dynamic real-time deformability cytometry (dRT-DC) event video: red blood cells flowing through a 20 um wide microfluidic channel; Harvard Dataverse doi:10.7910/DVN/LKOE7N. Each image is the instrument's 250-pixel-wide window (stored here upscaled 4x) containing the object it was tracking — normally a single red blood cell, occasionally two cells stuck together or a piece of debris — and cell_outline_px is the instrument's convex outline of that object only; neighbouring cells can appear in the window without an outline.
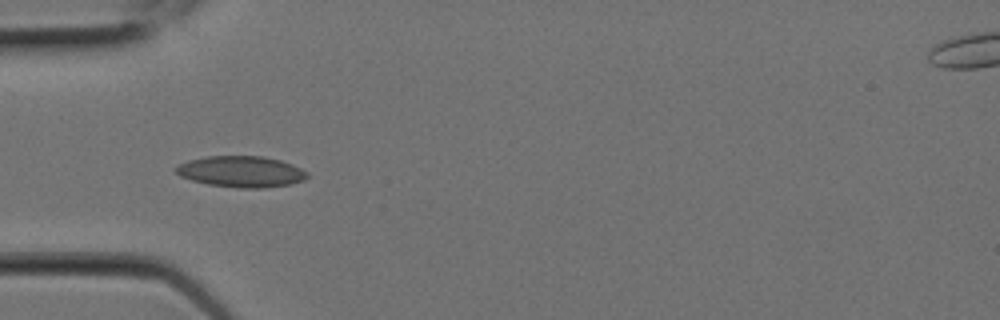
{"species": "Egyptian fruit bat (a non-hibernating species)", "species_latin": "Rousettus aegyptiacus", "temperature_condition": "room temperature", "stored_images_in_passage": 7, "camera_frame_rate_fps": 3000, "um_per_image_px": 0.085, "animal": {"sex": "female"}, "frame": {"image": 1, "passage_image": 6, "time_ms": 1.667, "image_size_px": [1000, 320], "cell_outline_px": [[308, 176], [304, 180], [292, 184], [264, 188], [236, 188], [208, 184], [192, 180], [180, 176], [172, 168], [188, 160], [208, 156], [264, 156], [280, 160], [292, 164], [308, 172]], "centroid_in_image_um": [20.51, 14.59], "position_along_channel_um": 64.5, "area_um2": 23.99}}
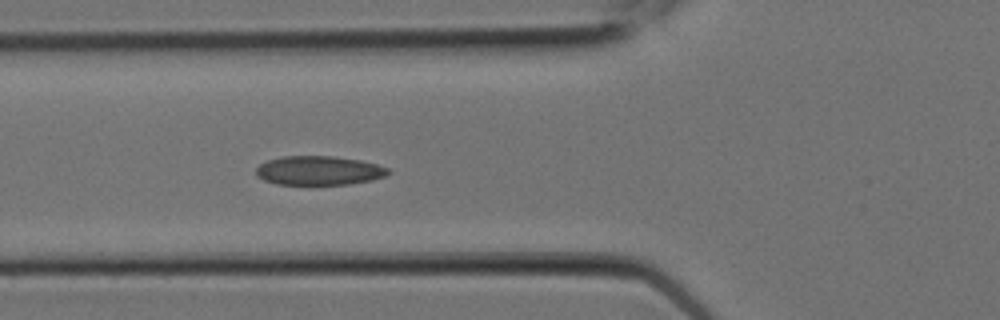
{"frame": {"image": 2, "passage_image": 7, "time_ms": 2.0, "image_size_px": [1000, 320], "cell_outline_px": [[392, 172], [384, 176], [372, 180], [348, 184], [276, 184], [264, 180], [256, 176], [256, 168], [260, 164], [268, 160], [280, 156], [332, 156], [360, 160], [376, 164], [388, 168]], "centroid_in_image_um": [27.09, 14.49], "position_along_channel_um": 98.7, "area_um2": 22.37}}